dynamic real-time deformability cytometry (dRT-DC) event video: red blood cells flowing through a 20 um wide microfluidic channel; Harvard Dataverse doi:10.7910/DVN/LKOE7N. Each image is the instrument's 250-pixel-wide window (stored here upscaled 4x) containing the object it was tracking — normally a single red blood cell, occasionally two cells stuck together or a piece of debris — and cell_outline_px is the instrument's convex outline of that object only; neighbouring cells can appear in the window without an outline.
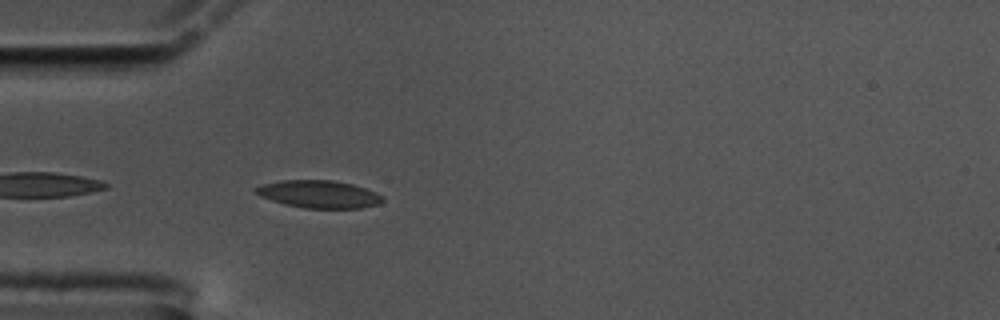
{"species": "common noctule bat (a hibernating species)", "species_latin": "Nyctalus noctula", "temperature_condition": "cold", "stored_images_in_passage": 43, "camera_frame_rate_fps": 3000, "um_per_image_px": 0.085, "animal": {"sex": "male", "body_mass_g": 17.5, "forearm_length_mm": 52.3}, "frame": {"image": 1, "passage_image": 2, "time_ms": 0.333, "image_size_px": [1000, 320], "cell_outline_px": [[384, 200], [380, 204], [360, 208], [304, 208], [284, 204], [260, 196], [256, 192], [256, 188], [260, 184], [280, 180], [332, 180], [352, 184], [376, 192], [384, 196]], "centroid_in_image_um": [27.13, 16.5], "position_along_channel_um": 57.9, "area_um2": 20.4}}
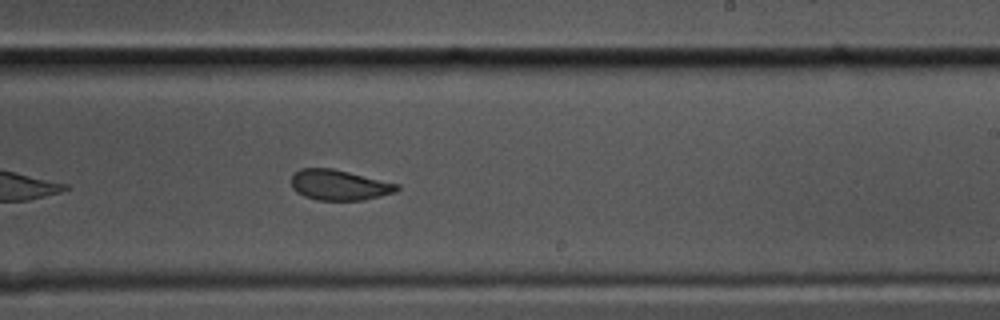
{"frame": {"image": 2, "passage_image": 20, "time_ms": 6.333, "image_size_px": [1000, 320], "cell_outline_px": [[400, 188], [396, 192], [380, 196], [360, 200], [316, 200], [304, 196], [296, 192], [292, 188], [292, 176], [300, 168], [332, 168], [400, 184]], "centroid_in_image_um": [28.84, 15.72], "position_along_channel_um": 260.2, "area_um2": 18.73}}
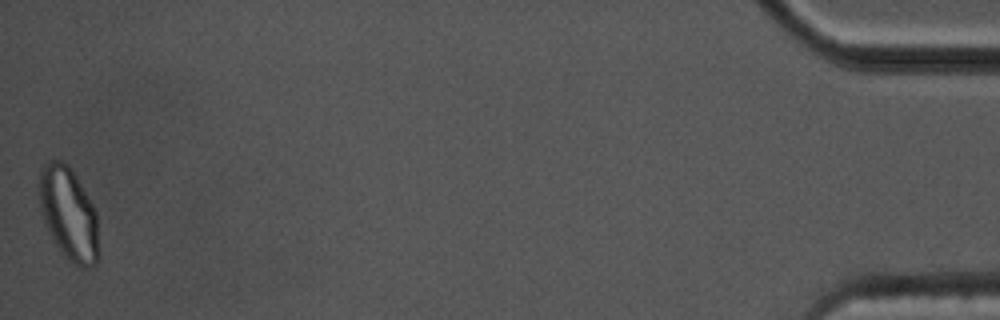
{"frame": {"image": 3, "passage_image": 43, "time_ms": 14.0, "image_size_px": [1000, 320], "cell_outline_px": [[100, 256], [96, 264], [88, 268], [84, 268], [68, 260], [52, 240], [44, 220], [40, 208], [40, 172], [44, 164], [52, 160], [60, 160], [68, 164], [76, 176], [88, 196], [96, 212]], "centroid_in_image_um": [5.87, 18.21], "position_along_channel_um": 429.3, "area_um2": 32.19}, "authors_computed_cell_mechanics": {"area_um2": 19.7098, "velocity_mm_per_s": 3.4391, "shape_relaxation_time_tau1_ms": 8.9526, "shape_relaxation_time_tau2_ms": 2.4162, "deformation_change_tau1": 0.1656, "deformation_change_tau2": 0.0663}}